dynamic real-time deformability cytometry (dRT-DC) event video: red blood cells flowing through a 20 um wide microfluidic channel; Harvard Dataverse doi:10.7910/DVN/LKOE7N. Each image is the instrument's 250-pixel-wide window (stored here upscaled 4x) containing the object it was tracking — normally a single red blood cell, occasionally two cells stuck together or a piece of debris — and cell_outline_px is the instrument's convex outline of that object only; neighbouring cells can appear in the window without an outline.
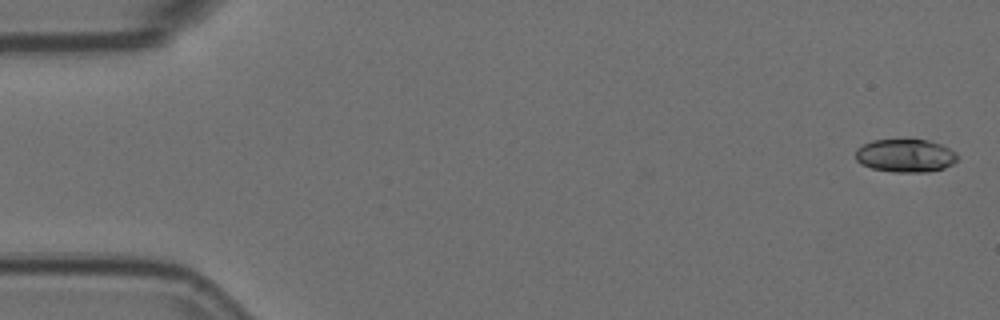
{"species": "Egyptian fruit bat (a non-hibernating species)", "species_latin": "Rousettus aegyptiacus", "temperature_condition": "room temperature", "stored_images_in_passage": 5, "camera_frame_rate_fps": 3000, "um_per_image_px": 0.085, "animal": {"sex": "female"}, "frame": {"image": 1, "passage_image": 1, "time_ms": 0.0, "image_size_px": [1000, 320], "cell_outline_px": [[956, 160], [952, 164], [944, 168], [928, 172], [892, 172], [872, 168], [860, 164], [856, 160], [856, 148], [872, 140], [928, 140], [940, 144], [956, 152]], "centroid_in_image_um": [76.93, 13.24], "position_along_channel_um": 8.1, "area_um2": 19.59}}
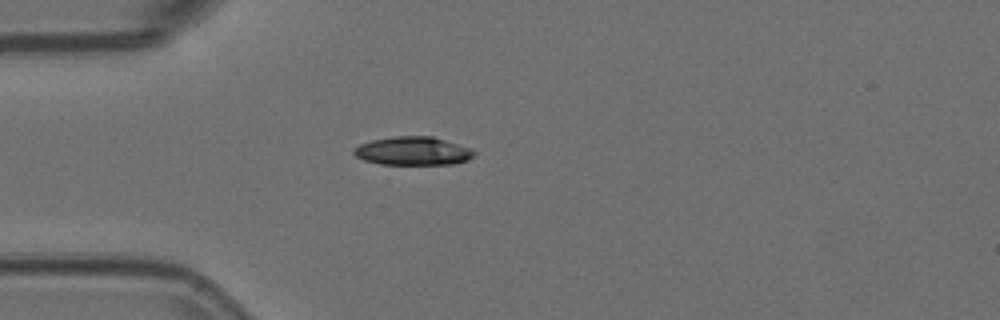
{"frame": {"image": 2, "passage_image": 5, "time_ms": 1.333, "image_size_px": [1000, 320], "cell_outline_px": [[476, 152], [468, 160], [456, 164], [380, 164], [364, 160], [356, 156], [352, 152], [360, 144], [372, 140], [392, 136], [432, 136], [472, 148]], "centroid_in_image_um": [35.13, 12.83], "position_along_channel_um": 49.9, "area_um2": 19.94}}